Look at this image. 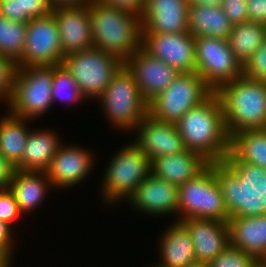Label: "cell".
<instances>
[{"instance_id": "cell-19", "label": "cell", "mask_w": 266, "mask_h": 267, "mask_svg": "<svg viewBox=\"0 0 266 267\" xmlns=\"http://www.w3.org/2000/svg\"><path fill=\"white\" fill-rule=\"evenodd\" d=\"M60 35L64 57L93 47L89 5L51 11Z\"/></svg>"}, {"instance_id": "cell-10", "label": "cell", "mask_w": 266, "mask_h": 267, "mask_svg": "<svg viewBox=\"0 0 266 267\" xmlns=\"http://www.w3.org/2000/svg\"><path fill=\"white\" fill-rule=\"evenodd\" d=\"M62 65L71 73L85 99L98 101L124 62L93 46L66 55Z\"/></svg>"}, {"instance_id": "cell-8", "label": "cell", "mask_w": 266, "mask_h": 267, "mask_svg": "<svg viewBox=\"0 0 266 267\" xmlns=\"http://www.w3.org/2000/svg\"><path fill=\"white\" fill-rule=\"evenodd\" d=\"M123 146L107 164L102 180L104 202L114 204L127 199L151 173V160L133 142ZM117 201V202H116Z\"/></svg>"}, {"instance_id": "cell-44", "label": "cell", "mask_w": 266, "mask_h": 267, "mask_svg": "<svg viewBox=\"0 0 266 267\" xmlns=\"http://www.w3.org/2000/svg\"><path fill=\"white\" fill-rule=\"evenodd\" d=\"M11 259L12 257L10 256H0V267H11Z\"/></svg>"}, {"instance_id": "cell-24", "label": "cell", "mask_w": 266, "mask_h": 267, "mask_svg": "<svg viewBox=\"0 0 266 267\" xmlns=\"http://www.w3.org/2000/svg\"><path fill=\"white\" fill-rule=\"evenodd\" d=\"M53 129L30 130L21 163L20 171L45 172L52 158L63 142Z\"/></svg>"}, {"instance_id": "cell-12", "label": "cell", "mask_w": 266, "mask_h": 267, "mask_svg": "<svg viewBox=\"0 0 266 267\" xmlns=\"http://www.w3.org/2000/svg\"><path fill=\"white\" fill-rule=\"evenodd\" d=\"M196 73L215 92L220 86L243 75L228 40L201 36L195 38Z\"/></svg>"}, {"instance_id": "cell-3", "label": "cell", "mask_w": 266, "mask_h": 267, "mask_svg": "<svg viewBox=\"0 0 266 267\" xmlns=\"http://www.w3.org/2000/svg\"><path fill=\"white\" fill-rule=\"evenodd\" d=\"M93 46L125 62L142 47V22L132 12L98 0L89 4Z\"/></svg>"}, {"instance_id": "cell-23", "label": "cell", "mask_w": 266, "mask_h": 267, "mask_svg": "<svg viewBox=\"0 0 266 267\" xmlns=\"http://www.w3.org/2000/svg\"><path fill=\"white\" fill-rule=\"evenodd\" d=\"M159 240L160 262L156 267H188L196 262L192 238L179 221L173 222Z\"/></svg>"}, {"instance_id": "cell-4", "label": "cell", "mask_w": 266, "mask_h": 267, "mask_svg": "<svg viewBox=\"0 0 266 267\" xmlns=\"http://www.w3.org/2000/svg\"><path fill=\"white\" fill-rule=\"evenodd\" d=\"M215 93L222 104L230 138L243 130L266 129V82L242 75L220 86Z\"/></svg>"}, {"instance_id": "cell-21", "label": "cell", "mask_w": 266, "mask_h": 267, "mask_svg": "<svg viewBox=\"0 0 266 267\" xmlns=\"http://www.w3.org/2000/svg\"><path fill=\"white\" fill-rule=\"evenodd\" d=\"M189 231L196 262L207 264L230 244L228 222L188 218L180 221Z\"/></svg>"}, {"instance_id": "cell-26", "label": "cell", "mask_w": 266, "mask_h": 267, "mask_svg": "<svg viewBox=\"0 0 266 267\" xmlns=\"http://www.w3.org/2000/svg\"><path fill=\"white\" fill-rule=\"evenodd\" d=\"M51 187L52 183L45 172L20 170H16L9 185L19 209L25 215L41 205Z\"/></svg>"}, {"instance_id": "cell-37", "label": "cell", "mask_w": 266, "mask_h": 267, "mask_svg": "<svg viewBox=\"0 0 266 267\" xmlns=\"http://www.w3.org/2000/svg\"><path fill=\"white\" fill-rule=\"evenodd\" d=\"M248 21L266 26V0H247Z\"/></svg>"}, {"instance_id": "cell-20", "label": "cell", "mask_w": 266, "mask_h": 267, "mask_svg": "<svg viewBox=\"0 0 266 267\" xmlns=\"http://www.w3.org/2000/svg\"><path fill=\"white\" fill-rule=\"evenodd\" d=\"M188 11L187 0H145L142 33L188 32Z\"/></svg>"}, {"instance_id": "cell-33", "label": "cell", "mask_w": 266, "mask_h": 267, "mask_svg": "<svg viewBox=\"0 0 266 267\" xmlns=\"http://www.w3.org/2000/svg\"><path fill=\"white\" fill-rule=\"evenodd\" d=\"M243 75L249 79L266 82V41L243 66Z\"/></svg>"}, {"instance_id": "cell-31", "label": "cell", "mask_w": 266, "mask_h": 267, "mask_svg": "<svg viewBox=\"0 0 266 267\" xmlns=\"http://www.w3.org/2000/svg\"><path fill=\"white\" fill-rule=\"evenodd\" d=\"M256 260L238 248L228 247L207 263L208 267H251Z\"/></svg>"}, {"instance_id": "cell-18", "label": "cell", "mask_w": 266, "mask_h": 267, "mask_svg": "<svg viewBox=\"0 0 266 267\" xmlns=\"http://www.w3.org/2000/svg\"><path fill=\"white\" fill-rule=\"evenodd\" d=\"M127 201L135 211L149 216L177 215L178 187L150 173Z\"/></svg>"}, {"instance_id": "cell-22", "label": "cell", "mask_w": 266, "mask_h": 267, "mask_svg": "<svg viewBox=\"0 0 266 267\" xmlns=\"http://www.w3.org/2000/svg\"><path fill=\"white\" fill-rule=\"evenodd\" d=\"M209 164L200 154L186 149L179 154L151 160V173L180 187L185 182L194 179Z\"/></svg>"}, {"instance_id": "cell-16", "label": "cell", "mask_w": 266, "mask_h": 267, "mask_svg": "<svg viewBox=\"0 0 266 267\" xmlns=\"http://www.w3.org/2000/svg\"><path fill=\"white\" fill-rule=\"evenodd\" d=\"M87 148L61 144L45 171L53 188H72L93 170V153Z\"/></svg>"}, {"instance_id": "cell-5", "label": "cell", "mask_w": 266, "mask_h": 267, "mask_svg": "<svg viewBox=\"0 0 266 267\" xmlns=\"http://www.w3.org/2000/svg\"><path fill=\"white\" fill-rule=\"evenodd\" d=\"M226 165L245 193H266V129L235 133Z\"/></svg>"}, {"instance_id": "cell-11", "label": "cell", "mask_w": 266, "mask_h": 267, "mask_svg": "<svg viewBox=\"0 0 266 267\" xmlns=\"http://www.w3.org/2000/svg\"><path fill=\"white\" fill-rule=\"evenodd\" d=\"M214 91L196 73H179L172 84L148 102V114L176 124L190 109L200 105Z\"/></svg>"}, {"instance_id": "cell-28", "label": "cell", "mask_w": 266, "mask_h": 267, "mask_svg": "<svg viewBox=\"0 0 266 267\" xmlns=\"http://www.w3.org/2000/svg\"><path fill=\"white\" fill-rule=\"evenodd\" d=\"M227 40L235 58L244 66L266 41V26L251 21L235 24Z\"/></svg>"}, {"instance_id": "cell-15", "label": "cell", "mask_w": 266, "mask_h": 267, "mask_svg": "<svg viewBox=\"0 0 266 267\" xmlns=\"http://www.w3.org/2000/svg\"><path fill=\"white\" fill-rule=\"evenodd\" d=\"M124 65L134 75L141 95L147 102L165 91L179 75L175 68L151 56L142 47Z\"/></svg>"}, {"instance_id": "cell-9", "label": "cell", "mask_w": 266, "mask_h": 267, "mask_svg": "<svg viewBox=\"0 0 266 267\" xmlns=\"http://www.w3.org/2000/svg\"><path fill=\"white\" fill-rule=\"evenodd\" d=\"M53 66L17 68L8 111L17 117L35 120L53 105Z\"/></svg>"}, {"instance_id": "cell-42", "label": "cell", "mask_w": 266, "mask_h": 267, "mask_svg": "<svg viewBox=\"0 0 266 267\" xmlns=\"http://www.w3.org/2000/svg\"><path fill=\"white\" fill-rule=\"evenodd\" d=\"M94 0H47L50 8L80 7L92 3Z\"/></svg>"}, {"instance_id": "cell-2", "label": "cell", "mask_w": 266, "mask_h": 267, "mask_svg": "<svg viewBox=\"0 0 266 267\" xmlns=\"http://www.w3.org/2000/svg\"><path fill=\"white\" fill-rule=\"evenodd\" d=\"M186 149L210 164H226L230 154L222 104L213 92L200 105L188 110L176 123Z\"/></svg>"}, {"instance_id": "cell-34", "label": "cell", "mask_w": 266, "mask_h": 267, "mask_svg": "<svg viewBox=\"0 0 266 267\" xmlns=\"http://www.w3.org/2000/svg\"><path fill=\"white\" fill-rule=\"evenodd\" d=\"M20 215L22 212L10 189L0 190V221L12 226Z\"/></svg>"}, {"instance_id": "cell-30", "label": "cell", "mask_w": 266, "mask_h": 267, "mask_svg": "<svg viewBox=\"0 0 266 267\" xmlns=\"http://www.w3.org/2000/svg\"><path fill=\"white\" fill-rule=\"evenodd\" d=\"M67 101L69 104L84 100L76 81L71 73L61 64L53 66L52 101Z\"/></svg>"}, {"instance_id": "cell-35", "label": "cell", "mask_w": 266, "mask_h": 267, "mask_svg": "<svg viewBox=\"0 0 266 267\" xmlns=\"http://www.w3.org/2000/svg\"><path fill=\"white\" fill-rule=\"evenodd\" d=\"M20 22H28L37 17H44L51 13L47 0H19Z\"/></svg>"}, {"instance_id": "cell-47", "label": "cell", "mask_w": 266, "mask_h": 267, "mask_svg": "<svg viewBox=\"0 0 266 267\" xmlns=\"http://www.w3.org/2000/svg\"><path fill=\"white\" fill-rule=\"evenodd\" d=\"M264 264H266V255L264 256V258L261 260Z\"/></svg>"}, {"instance_id": "cell-27", "label": "cell", "mask_w": 266, "mask_h": 267, "mask_svg": "<svg viewBox=\"0 0 266 267\" xmlns=\"http://www.w3.org/2000/svg\"><path fill=\"white\" fill-rule=\"evenodd\" d=\"M5 113L0 117V153L17 167L31 130L27 125L30 121L14 116L8 110Z\"/></svg>"}, {"instance_id": "cell-45", "label": "cell", "mask_w": 266, "mask_h": 267, "mask_svg": "<svg viewBox=\"0 0 266 267\" xmlns=\"http://www.w3.org/2000/svg\"><path fill=\"white\" fill-rule=\"evenodd\" d=\"M251 267H266L262 261H256Z\"/></svg>"}, {"instance_id": "cell-36", "label": "cell", "mask_w": 266, "mask_h": 267, "mask_svg": "<svg viewBox=\"0 0 266 267\" xmlns=\"http://www.w3.org/2000/svg\"><path fill=\"white\" fill-rule=\"evenodd\" d=\"M221 7L233 25L248 21L247 0H223Z\"/></svg>"}, {"instance_id": "cell-6", "label": "cell", "mask_w": 266, "mask_h": 267, "mask_svg": "<svg viewBox=\"0 0 266 267\" xmlns=\"http://www.w3.org/2000/svg\"><path fill=\"white\" fill-rule=\"evenodd\" d=\"M99 100L109 124L119 131H134L148 115V102L125 65L114 75Z\"/></svg>"}, {"instance_id": "cell-39", "label": "cell", "mask_w": 266, "mask_h": 267, "mask_svg": "<svg viewBox=\"0 0 266 267\" xmlns=\"http://www.w3.org/2000/svg\"><path fill=\"white\" fill-rule=\"evenodd\" d=\"M110 7L119 8L137 14L143 11L145 0H98Z\"/></svg>"}, {"instance_id": "cell-7", "label": "cell", "mask_w": 266, "mask_h": 267, "mask_svg": "<svg viewBox=\"0 0 266 267\" xmlns=\"http://www.w3.org/2000/svg\"><path fill=\"white\" fill-rule=\"evenodd\" d=\"M228 225L230 245L261 261L266 255V193H246Z\"/></svg>"}, {"instance_id": "cell-32", "label": "cell", "mask_w": 266, "mask_h": 267, "mask_svg": "<svg viewBox=\"0 0 266 267\" xmlns=\"http://www.w3.org/2000/svg\"><path fill=\"white\" fill-rule=\"evenodd\" d=\"M16 62L0 54V100L8 105L14 89Z\"/></svg>"}, {"instance_id": "cell-25", "label": "cell", "mask_w": 266, "mask_h": 267, "mask_svg": "<svg viewBox=\"0 0 266 267\" xmlns=\"http://www.w3.org/2000/svg\"><path fill=\"white\" fill-rule=\"evenodd\" d=\"M232 27L221 6L189 5L188 32L194 38L209 36L227 40Z\"/></svg>"}, {"instance_id": "cell-43", "label": "cell", "mask_w": 266, "mask_h": 267, "mask_svg": "<svg viewBox=\"0 0 266 267\" xmlns=\"http://www.w3.org/2000/svg\"><path fill=\"white\" fill-rule=\"evenodd\" d=\"M189 5L202 4V5H213L222 6L223 0H187Z\"/></svg>"}, {"instance_id": "cell-17", "label": "cell", "mask_w": 266, "mask_h": 267, "mask_svg": "<svg viewBox=\"0 0 266 267\" xmlns=\"http://www.w3.org/2000/svg\"><path fill=\"white\" fill-rule=\"evenodd\" d=\"M133 132H136L133 142L150 160L186 150L176 124L162 122L149 114Z\"/></svg>"}, {"instance_id": "cell-46", "label": "cell", "mask_w": 266, "mask_h": 267, "mask_svg": "<svg viewBox=\"0 0 266 267\" xmlns=\"http://www.w3.org/2000/svg\"><path fill=\"white\" fill-rule=\"evenodd\" d=\"M188 267H208L205 263H195L193 265H189Z\"/></svg>"}, {"instance_id": "cell-1", "label": "cell", "mask_w": 266, "mask_h": 267, "mask_svg": "<svg viewBox=\"0 0 266 267\" xmlns=\"http://www.w3.org/2000/svg\"><path fill=\"white\" fill-rule=\"evenodd\" d=\"M245 194L226 164H209L194 179L178 187L177 219L174 221L200 218L228 222Z\"/></svg>"}, {"instance_id": "cell-14", "label": "cell", "mask_w": 266, "mask_h": 267, "mask_svg": "<svg viewBox=\"0 0 266 267\" xmlns=\"http://www.w3.org/2000/svg\"><path fill=\"white\" fill-rule=\"evenodd\" d=\"M142 48L179 73L196 72L195 38L189 33H142Z\"/></svg>"}, {"instance_id": "cell-41", "label": "cell", "mask_w": 266, "mask_h": 267, "mask_svg": "<svg viewBox=\"0 0 266 267\" xmlns=\"http://www.w3.org/2000/svg\"><path fill=\"white\" fill-rule=\"evenodd\" d=\"M0 15L12 21L20 22L19 0H0Z\"/></svg>"}, {"instance_id": "cell-29", "label": "cell", "mask_w": 266, "mask_h": 267, "mask_svg": "<svg viewBox=\"0 0 266 267\" xmlns=\"http://www.w3.org/2000/svg\"><path fill=\"white\" fill-rule=\"evenodd\" d=\"M27 22H17L0 15V54L17 61L23 53Z\"/></svg>"}, {"instance_id": "cell-13", "label": "cell", "mask_w": 266, "mask_h": 267, "mask_svg": "<svg viewBox=\"0 0 266 267\" xmlns=\"http://www.w3.org/2000/svg\"><path fill=\"white\" fill-rule=\"evenodd\" d=\"M64 61L57 22L52 13L27 22L25 47L17 68L57 66Z\"/></svg>"}, {"instance_id": "cell-38", "label": "cell", "mask_w": 266, "mask_h": 267, "mask_svg": "<svg viewBox=\"0 0 266 267\" xmlns=\"http://www.w3.org/2000/svg\"><path fill=\"white\" fill-rule=\"evenodd\" d=\"M12 226L0 221V256L13 257L14 238L12 237ZM12 232V233H11Z\"/></svg>"}, {"instance_id": "cell-40", "label": "cell", "mask_w": 266, "mask_h": 267, "mask_svg": "<svg viewBox=\"0 0 266 267\" xmlns=\"http://www.w3.org/2000/svg\"><path fill=\"white\" fill-rule=\"evenodd\" d=\"M15 172L16 166L0 153V190L9 188Z\"/></svg>"}]
</instances>
